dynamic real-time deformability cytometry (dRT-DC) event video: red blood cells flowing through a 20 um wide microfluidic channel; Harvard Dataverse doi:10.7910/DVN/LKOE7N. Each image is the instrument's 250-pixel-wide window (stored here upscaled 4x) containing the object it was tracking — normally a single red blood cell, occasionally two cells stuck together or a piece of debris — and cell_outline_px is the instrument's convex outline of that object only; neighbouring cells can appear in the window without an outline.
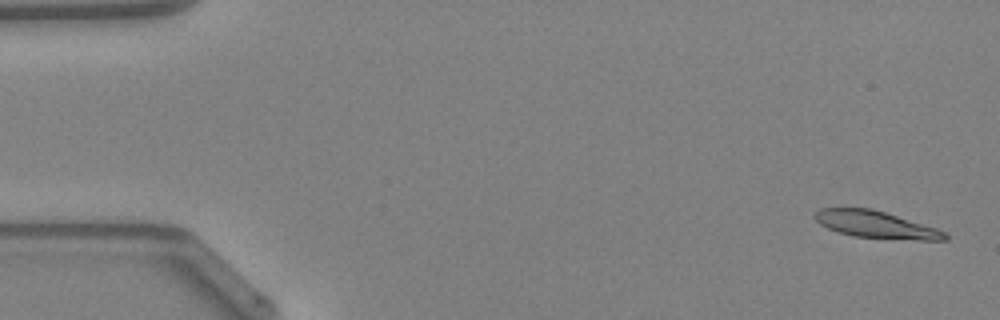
{"species": "Egyptian fruit bat (a non-hibernating species)", "species_latin": "Rousettus aegyptiacus", "temperature_condition": "warm", "stored_images_in_passage": 48, "camera_frame_rate_fps": 3000, "um_per_image_px": 0.085, "animal": {"sex": "female"}, "frame": {"image": 1, "passage_image": 2, "time_ms": 0.333, "image_size_px": [1000, 320], "cell_outline_px": [[948, 240], [920, 240], [852, 236], [828, 228], [820, 224], [812, 216], [820, 208], [872, 208], [936, 228], [944, 232], [948, 236]], "centroid_in_image_um": [74.43, 19.08], "position_along_channel_um": 10.6, "area_um2": 20.23}}
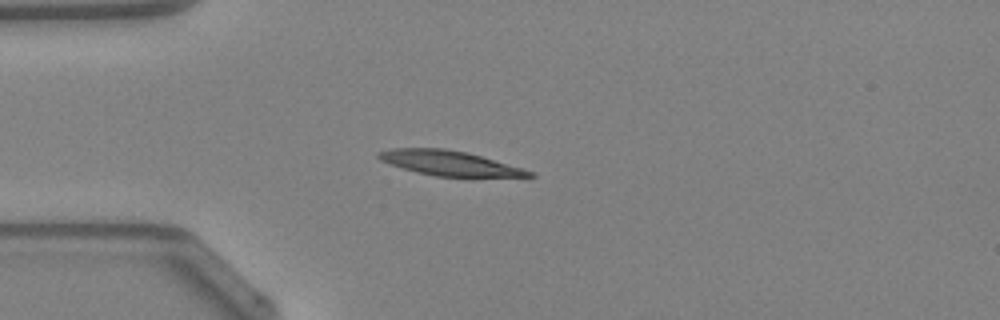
{"frame": {"image": 2, "passage_image": 13, "time_ms": 4.0, "image_size_px": [1000, 320], "cell_outline_px": [[536, 176], [436, 176], [416, 172], [380, 160], [376, 156], [376, 152], [392, 148], [444, 148], [468, 152], [524, 168], [536, 172]], "centroid_in_image_um": [38.21, 13.85], "position_along_channel_um": 46.8, "area_um2": 21.62}}
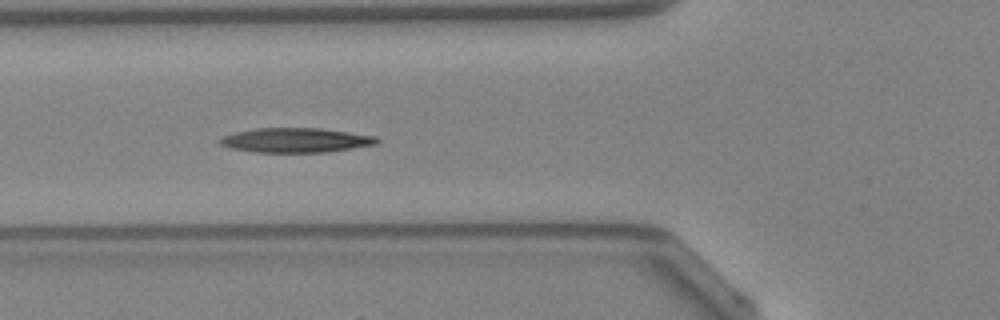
{"frame": {"image": 3, "passage_image": 18, "time_ms": 5.667, "image_size_px": [1000, 320], "cell_outline_px": [[380, 140], [376, 144], [352, 148], [324, 152], [256, 152], [232, 148], [220, 144], [220, 140], [224, 136], [236, 132], [256, 128], [320, 128], [376, 136]], "centroid_in_image_um": [25.16, 11.91], "position_along_channel_um": 100.6, "area_um2": 22.14}, "authors_computed_cell_mechanics": {"area_um2": 21.5305, "velocity_mm_per_s": 4.2601, "shape_relaxation_time_tau1_ms": 6.5946, "shape_relaxation_time_tau2_ms": null, "deformation_change_tau1": 0.2019, "deformation_change_tau2": null}}